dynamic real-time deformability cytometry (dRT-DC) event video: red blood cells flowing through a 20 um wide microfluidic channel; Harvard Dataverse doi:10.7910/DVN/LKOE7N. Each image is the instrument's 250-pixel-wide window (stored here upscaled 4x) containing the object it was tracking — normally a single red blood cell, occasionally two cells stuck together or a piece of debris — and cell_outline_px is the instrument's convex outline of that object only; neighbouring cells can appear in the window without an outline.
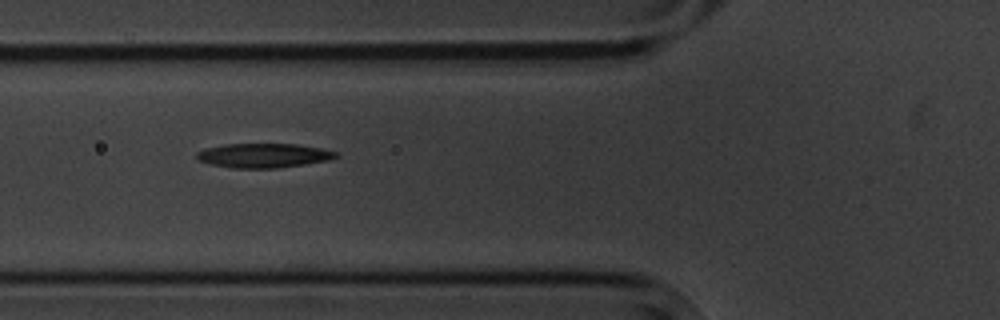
{"species": "common noctule bat (a hibernating species)", "species_latin": "Nyctalus noctula", "temperature_condition": "cold", "stored_images_in_passage": 12, "camera_frame_rate_fps": 3000, "um_per_image_px": 0.085, "animal": {"sex": "male", "body_mass_g": 20.1, "forearm_length_mm": 53.5}, "frame": {"image": 1, "passage_image": 3, "time_ms": 2.333, "image_size_px": [1000, 320], "cell_outline_px": [[340, 156], [328, 160], [304, 164], [276, 168], [232, 168], [208, 164], [200, 160], [196, 156], [196, 152], [204, 148], [224, 144], [296, 144], [324, 148], [336, 152]], "centroid_in_image_um": [22.39, 13.21], "position_along_channel_um": 103.4, "area_um2": 19.83}}
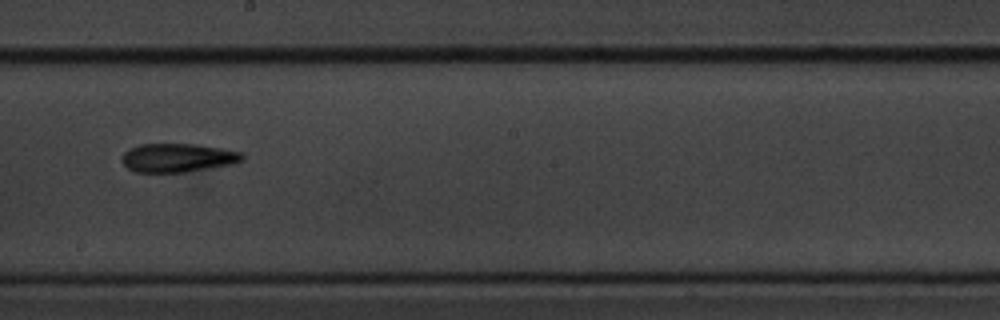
{"frame": {"image": 2, "passage_image": 6, "time_ms": 6.0, "image_size_px": [1000, 320], "cell_outline_px": [[244, 160], [232, 164], [184, 172], [136, 172], [128, 168], [120, 160], [120, 156], [128, 148], [140, 144], [192, 144], [220, 148], [244, 152]], "centroid_in_image_um": [15.08, 13.4], "position_along_channel_um": 233.1, "area_um2": 20.17}}
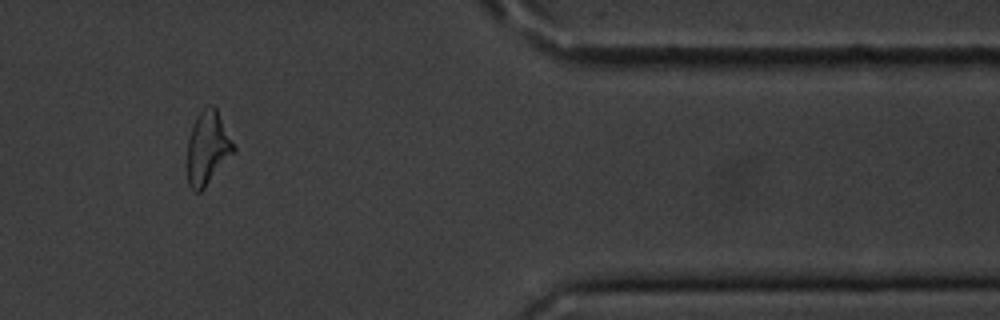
{"frame": {"image": 3, "passage_image": 10, "time_ms": 11.333, "image_size_px": [1000, 320], "cell_outline_px": [[236, 152], [204, 188], [200, 192], [196, 192], [188, 184], [188, 140], [192, 124], [196, 116], [204, 108], [212, 104], [216, 108], [236, 148]], "centroid_in_image_um": [17.66, 12.58], "position_along_channel_um": 393.7, "area_um2": 19.77}, "authors_computed_cell_mechanics": {"area_um2": 19.6231, "velocity_mm_per_s": 3.5226, "shape_relaxation_time_tau1_ms": 7.1508, "shape_relaxation_time_tau2_ms": null, "deformation_change_tau1": 0.1769, "deformation_change_tau2": null}}